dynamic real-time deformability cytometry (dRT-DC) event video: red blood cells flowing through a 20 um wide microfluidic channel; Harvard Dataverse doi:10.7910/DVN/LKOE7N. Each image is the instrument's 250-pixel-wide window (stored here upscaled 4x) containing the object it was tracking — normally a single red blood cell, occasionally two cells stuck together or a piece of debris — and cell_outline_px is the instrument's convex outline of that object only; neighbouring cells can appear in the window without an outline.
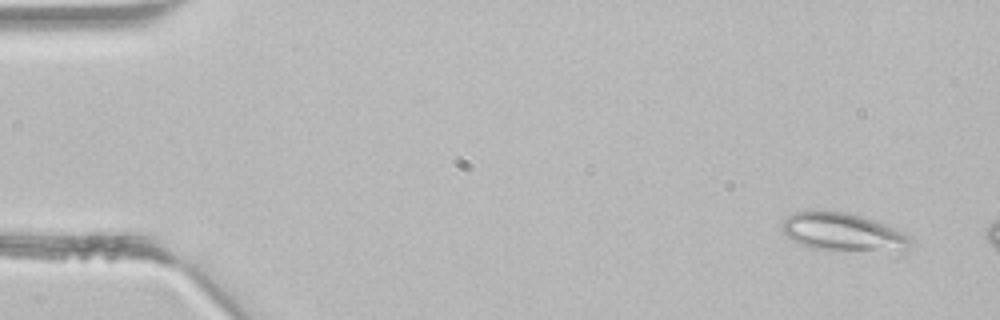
{"species": "common noctule bat (a hibernating species)", "species_latin": "Nyctalus noctula", "temperature_condition": "room temperature", "stored_images_in_passage": 2, "camera_frame_rate_fps": 3000, "um_per_image_px": 0.085, "animal": {"sex": "male", "body_mass_g": 21.5, "forearm_length_mm": 52.0}, "frame": {"image": 1, "passage_image": 1, "time_ms": 0.0, "image_size_px": [1000, 320], "cell_outline_px": [[912, 244], [904, 252], [816, 248], [804, 244], [788, 236], [780, 228], [780, 224], [792, 212], [816, 208], [844, 212], [860, 216], [888, 224], [912, 236]], "centroid_in_image_um": [71.72, 19.69], "position_along_channel_um": 13.3, "area_um2": 28.84}}